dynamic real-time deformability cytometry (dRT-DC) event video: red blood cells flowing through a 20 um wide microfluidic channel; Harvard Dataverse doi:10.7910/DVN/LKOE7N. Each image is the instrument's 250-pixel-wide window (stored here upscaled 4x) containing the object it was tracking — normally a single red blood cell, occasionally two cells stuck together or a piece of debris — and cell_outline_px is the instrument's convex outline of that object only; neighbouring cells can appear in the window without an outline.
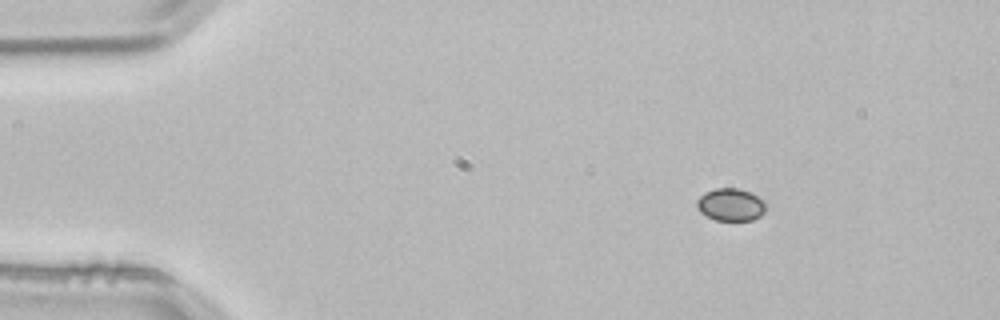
{"species": "common noctule bat (a hibernating species)", "species_latin": "Nyctalus noctula", "temperature_condition": "room temperature", "stored_images_in_passage": 3, "camera_frame_rate_fps": 3000, "um_per_image_px": 0.085, "animal": {"sex": "male", "body_mass_g": 21.5, "forearm_length_mm": 52.0}, "frame": {"image": 1, "passage_image": 2, "time_ms": 0.333, "image_size_px": [1000, 320], "cell_outline_px": [[764, 212], [760, 216], [752, 220], [716, 220], [700, 212], [696, 204], [696, 200], [704, 192], [716, 188], [736, 188], [748, 192], [764, 200]], "centroid_in_image_um": [62.08, 17.39], "position_along_channel_um": 22.9, "area_um2": 12.89}}